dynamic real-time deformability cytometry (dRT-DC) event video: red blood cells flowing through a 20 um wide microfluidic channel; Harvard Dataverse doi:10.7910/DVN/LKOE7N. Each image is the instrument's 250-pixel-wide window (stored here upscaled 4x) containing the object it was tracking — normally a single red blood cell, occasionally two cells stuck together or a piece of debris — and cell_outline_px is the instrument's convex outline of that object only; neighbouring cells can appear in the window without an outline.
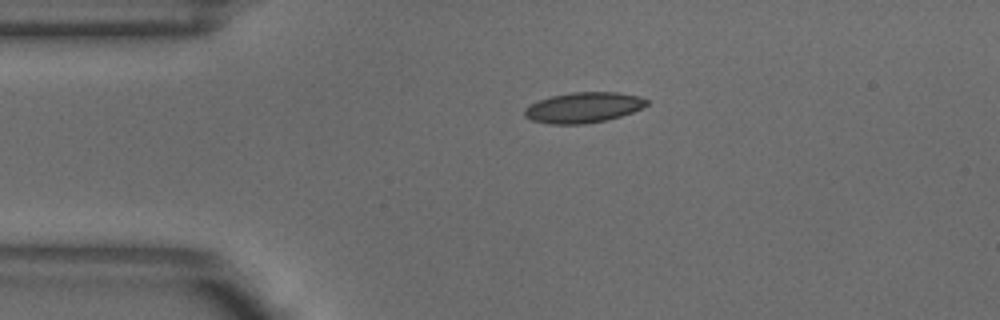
{"species": "common noctule bat (a hibernating species)", "species_latin": "Nyctalus noctula", "temperature_condition": "warm", "stored_images_in_passage": 2, "camera_frame_rate_fps": 3000, "um_per_image_px": 0.085, "animal": {"sex": "male", "body_mass_g": 18.8}, "frame": {"image": 1, "passage_image": 1, "time_ms": 0.0, "image_size_px": [1000, 320], "cell_outline_px": [[648, 104], [632, 112], [608, 120], [584, 124], [548, 124], [532, 120], [524, 116], [524, 108], [528, 104], [552, 96], [572, 92], [616, 92], [640, 96], [648, 100]], "centroid_in_image_um": [49.57, 9.14], "position_along_channel_um": 35.4, "area_um2": 21.73}}